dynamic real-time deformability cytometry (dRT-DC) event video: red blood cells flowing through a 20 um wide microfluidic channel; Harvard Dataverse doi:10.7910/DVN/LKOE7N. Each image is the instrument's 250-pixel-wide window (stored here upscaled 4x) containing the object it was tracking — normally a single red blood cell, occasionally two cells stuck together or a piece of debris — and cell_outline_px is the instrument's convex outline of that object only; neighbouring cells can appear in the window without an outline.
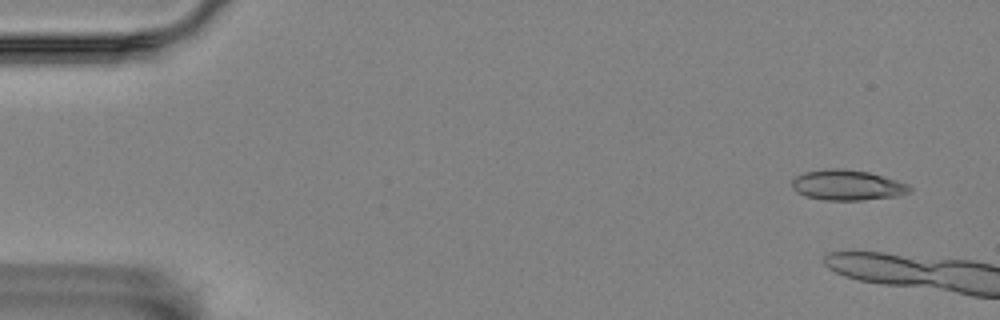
{"species": "Egyptian fruit bat (a non-hibernating species)", "species_latin": "Rousettus aegyptiacus", "temperature_condition": "room temperature", "stored_images_in_passage": 7, "camera_frame_rate_fps": 3000, "um_per_image_px": 0.085, "animal": {"sex": "female"}, "frame": {"image": 1, "passage_image": 3, "time_ms": 0.667, "image_size_px": [1000, 320], "cell_outline_px": [[912, 192], [896, 196], [860, 200], [824, 200], [804, 196], [796, 192], [792, 188], [792, 180], [796, 176], [804, 172], [824, 168], [844, 168], [868, 172], [896, 180], [908, 184], [912, 188]], "centroid_in_image_um": [71.99, 15.73], "position_along_channel_um": 13.0, "area_um2": 20.98}}